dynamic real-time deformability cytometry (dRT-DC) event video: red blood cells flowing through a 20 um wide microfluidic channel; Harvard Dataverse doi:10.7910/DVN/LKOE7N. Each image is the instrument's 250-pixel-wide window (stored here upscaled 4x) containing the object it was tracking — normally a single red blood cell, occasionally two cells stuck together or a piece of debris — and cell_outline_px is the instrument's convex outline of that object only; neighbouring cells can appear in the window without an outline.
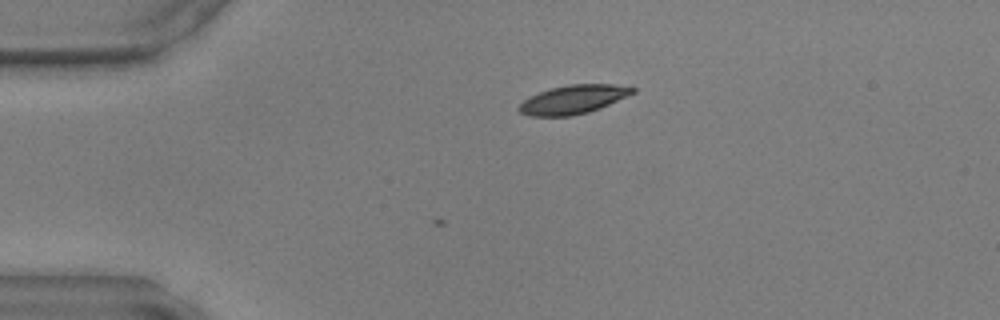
{"species": "common noctule bat (a hibernating species)", "species_latin": "Nyctalus noctula", "temperature_condition": "warm", "stored_images_in_passage": 5, "camera_frame_rate_fps": 3000, "um_per_image_px": 0.085, "animal": {"sex": "male", "body_mass_g": 17.9, "forearm_length_mm": 54.2}, "frame": {"image": 1, "passage_image": 5, "time_ms": 1.333, "image_size_px": [1000, 320], "cell_outline_px": [[636, 92], [600, 108], [588, 112], [572, 116], [528, 116], [520, 112], [516, 108], [528, 96], [552, 88], [568, 84], [612, 84], [636, 88]], "centroid_in_image_um": [48.7, 8.46], "position_along_channel_um": 36.3, "area_um2": 19.02}}